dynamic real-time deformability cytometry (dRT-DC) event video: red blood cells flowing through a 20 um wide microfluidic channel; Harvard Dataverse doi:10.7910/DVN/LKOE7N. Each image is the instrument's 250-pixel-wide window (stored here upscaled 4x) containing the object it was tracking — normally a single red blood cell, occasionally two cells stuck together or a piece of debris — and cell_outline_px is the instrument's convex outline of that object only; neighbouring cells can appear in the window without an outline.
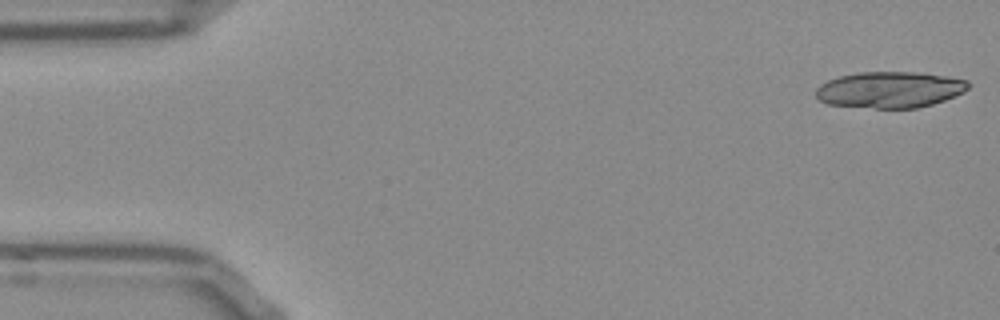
{"species": "Egyptian fruit bat (a non-hibernating species)", "species_latin": "Rousettus aegyptiacus", "temperature_condition": "room temperature", "stored_images_in_passage": 51, "segment_of_instrument_passage": [1, 2], "camera_frame_rate_fps": 3000, "um_per_image_px": 0.085, "frame": {"image": 1, "passage_image": 1, "time_ms": 0.0, "image_size_px": [1000, 320], "cell_outline_px": [[972, 84], [964, 92], [944, 100], [932, 104], [916, 108], [876, 108], [828, 104], [820, 100], [816, 96], [816, 88], [820, 84], [828, 80], [840, 76], [860, 72], [916, 72], [944, 76], [968, 80]], "centroid_in_image_um": [75.65, 7.62], "position_along_channel_um": 9.4, "area_um2": 32.08}}
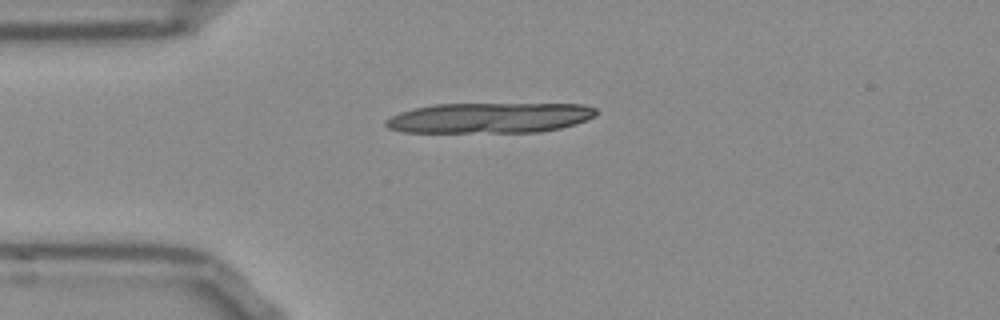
{"frame": {"image": 2, "passage_image": 12, "time_ms": 3.667, "image_size_px": [1000, 320], "cell_outline_px": [[596, 116], [576, 124], [560, 128], [540, 132], [400, 132], [388, 128], [384, 124], [384, 120], [400, 112], [416, 108], [436, 104], [580, 104], [596, 108]], "centroid_in_image_um": [41.61, 10.02], "position_along_channel_um": 43.4, "area_um2": 37.22}}